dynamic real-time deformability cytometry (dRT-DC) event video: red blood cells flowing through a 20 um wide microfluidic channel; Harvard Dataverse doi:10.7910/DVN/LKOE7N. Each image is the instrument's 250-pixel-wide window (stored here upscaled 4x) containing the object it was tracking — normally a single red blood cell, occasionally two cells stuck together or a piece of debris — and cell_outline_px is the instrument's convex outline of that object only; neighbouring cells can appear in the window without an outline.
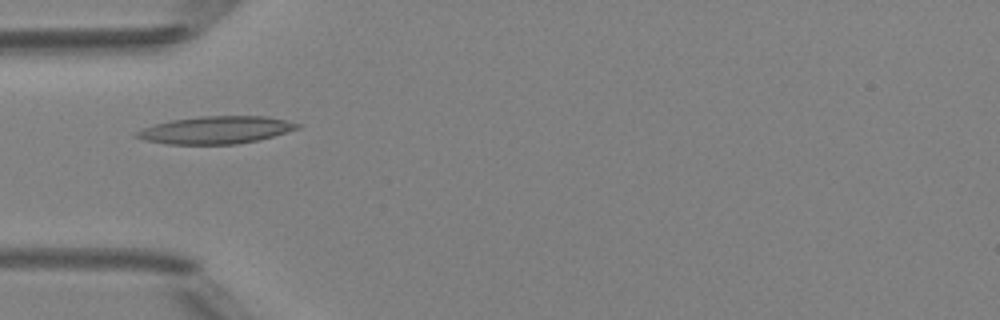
{"species": "Egyptian fruit bat (a non-hibernating species)", "species_latin": "Rousettus aegyptiacus", "temperature_condition": "room temperature", "stored_images_in_passage": 3, "camera_frame_rate_fps": 3000, "um_per_image_px": 0.085, "animal": {"sex": "female"}, "frame": {"image": 1, "passage_image": 3, "time_ms": 2.0, "image_size_px": [1000, 320], "cell_outline_px": [[304, 124], [300, 128], [272, 136], [256, 140], [236, 144], [168, 144], [144, 140], [132, 136], [140, 128], [172, 120], [200, 116], [268, 116]], "centroid_in_image_um": [18.35, 11.04], "position_along_channel_um": 66.7, "area_um2": 25.78}}